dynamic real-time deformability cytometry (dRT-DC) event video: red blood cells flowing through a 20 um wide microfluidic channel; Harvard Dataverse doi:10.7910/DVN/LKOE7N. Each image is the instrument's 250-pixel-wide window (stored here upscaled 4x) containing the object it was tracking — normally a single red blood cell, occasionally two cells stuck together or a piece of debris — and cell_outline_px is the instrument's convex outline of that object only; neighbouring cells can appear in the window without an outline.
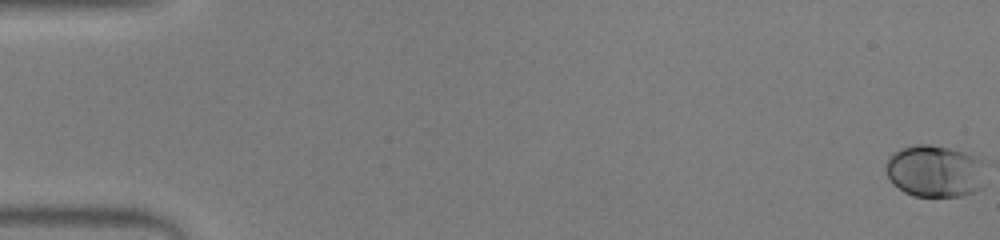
{"species": "human", "species_latin": "Homo sapiens", "temperature_condition": "warm", "stored_images_in_passage": 54, "camera_frame_rate_fps": 3000, "um_per_image_px": 0.085, "donor": {"sex": "male"}, "frame": {"image": 1, "passage_image": 1, "time_ms": 0.0, "image_size_px": [1000, 240], "cell_outline_px": [[984, 188], [960, 196], [916, 196], [904, 192], [892, 184], [884, 168], [884, 164], [892, 152], [900, 148], [916, 144], [928, 144], [948, 148], [964, 152], [980, 160]], "centroid_in_image_um": [79.39, 14.55], "position_along_channel_um": 5.6, "area_um2": 30.23}}
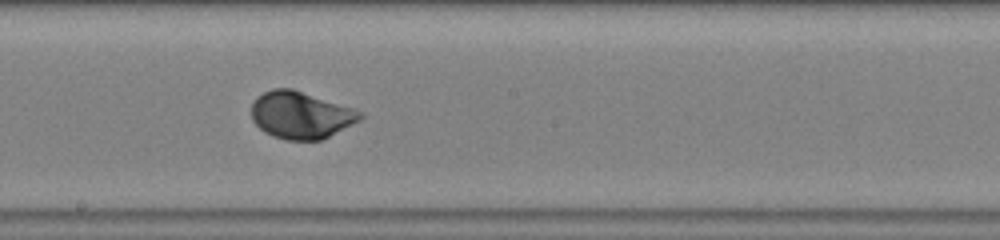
{"frame": {"image": 2, "passage_image": 31, "time_ms": 10.0, "image_size_px": [1000, 240], "cell_outline_px": [[364, 116], [360, 120], [320, 140], [284, 140], [272, 136], [264, 132], [252, 120], [252, 104], [256, 96], [272, 88], [292, 88], [356, 108], [364, 112]], "centroid_in_image_um": [25.58, 9.76], "position_along_channel_um": 222.6, "area_um2": 30.11}}
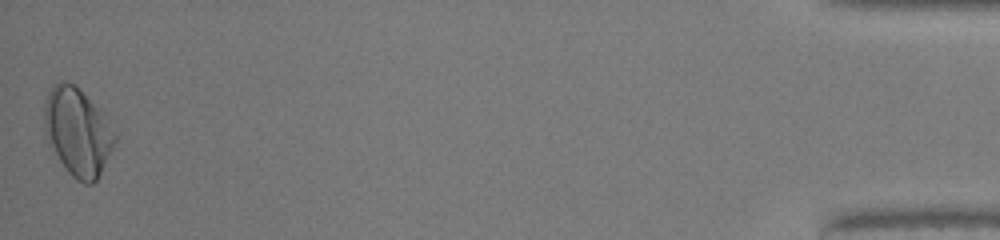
{"frame": {"image": 3, "passage_image": 54, "time_ms": 17.667, "image_size_px": [1000, 240], "cell_outline_px": [[116, 140], [96, 180], [92, 184], [84, 184], [76, 180], [68, 172], [60, 160], [44, 132], [44, 104], [48, 92], [52, 84], [60, 80], [64, 80], [72, 84], [100, 112], [116, 132]], "centroid_in_image_um": [6.56, 11.22], "position_along_channel_um": 428.6, "area_um2": 35.08}, "authors_computed_cell_mechanics": {"area_um2": 29.4202, "velocity_mm_per_s": 3.9083, "shape_relaxation_time_tau1_ms": 1.917, "shape_relaxation_time_tau2_ms": null, "deformation_change_tau1": 0.1407, "deformation_change_tau2": null}}